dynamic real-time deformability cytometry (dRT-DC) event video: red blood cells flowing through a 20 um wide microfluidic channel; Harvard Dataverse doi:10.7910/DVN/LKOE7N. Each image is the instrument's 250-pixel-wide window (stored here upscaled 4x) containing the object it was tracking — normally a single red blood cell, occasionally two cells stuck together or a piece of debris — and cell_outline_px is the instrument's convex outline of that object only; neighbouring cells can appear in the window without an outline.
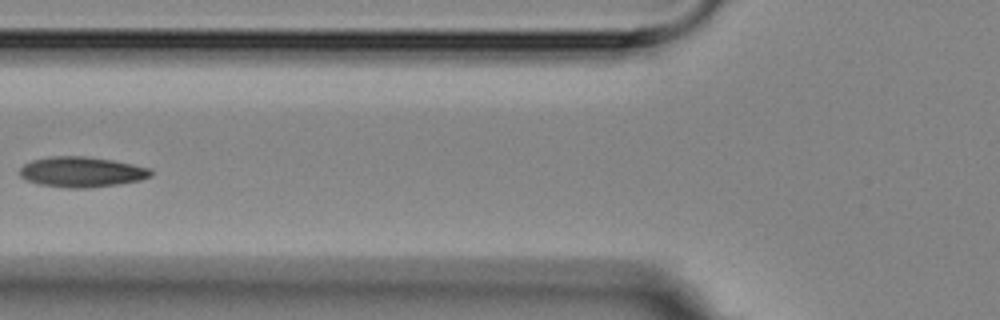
{"species": "Egyptian fruit bat (a non-hibernating species)", "species_latin": "Rousettus aegyptiacus", "temperature_condition": "room temperature", "stored_images_in_passage": 13, "segment_of_instrument_passage": [1, 2], "camera_frame_rate_fps": 3000, "um_per_image_px": 0.085, "animal": {"sex": "female"}, "frame": {"image": 1, "passage_image": 2, "time_ms": 1.333, "image_size_px": [1000, 320], "cell_outline_px": [[152, 176], [140, 180], [116, 184], [88, 188], [68, 188], [36, 184], [20, 176], [20, 168], [24, 164], [32, 160], [52, 156], [84, 156], [112, 160], [152, 168]], "centroid_in_image_um": [6.94, 14.61], "position_along_channel_um": 118.9, "area_um2": 23.18}}
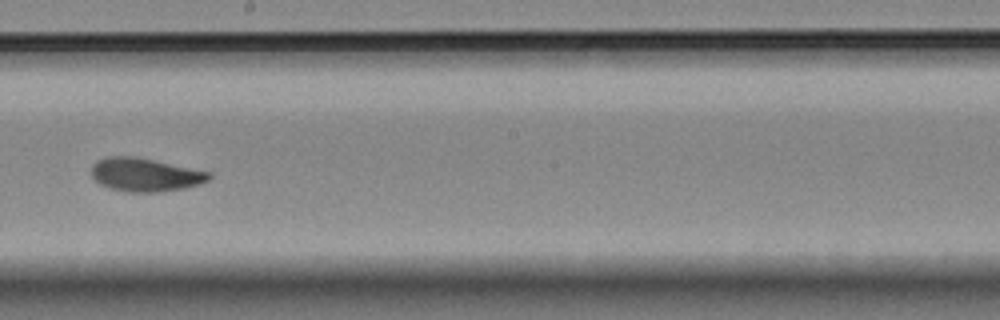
{"frame": {"image": 2, "passage_image": 5, "time_ms": 4.667, "image_size_px": [1000, 320], "cell_outline_px": [[212, 176], [208, 180], [200, 184], [184, 188], [160, 192], [128, 192], [108, 188], [100, 184], [92, 176], [92, 164], [96, 160], [104, 156], [136, 156], [212, 172]], "centroid_in_image_um": [12.33, 14.84], "position_along_channel_um": 235.9, "area_um2": 23.18}}
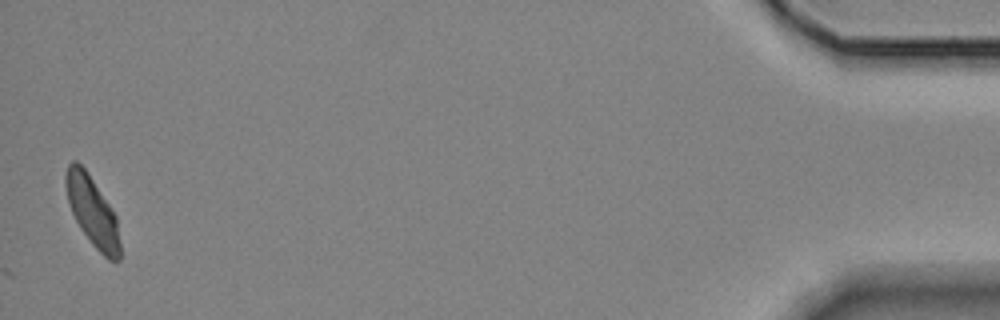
{"frame": {"image": 3, "passage_image": 12, "time_ms": 12.667, "image_size_px": [1000, 320], "cell_outline_px": [[120, 260], [116, 264], [108, 260], [92, 244], [80, 228], [72, 212], [68, 200], [64, 184], [64, 176], [68, 164], [72, 160], [76, 160], [88, 172], [116, 216], [120, 240]], "centroid_in_image_um": [7.85, 17.98], "position_along_channel_um": 427.3, "area_um2": 22.08}}